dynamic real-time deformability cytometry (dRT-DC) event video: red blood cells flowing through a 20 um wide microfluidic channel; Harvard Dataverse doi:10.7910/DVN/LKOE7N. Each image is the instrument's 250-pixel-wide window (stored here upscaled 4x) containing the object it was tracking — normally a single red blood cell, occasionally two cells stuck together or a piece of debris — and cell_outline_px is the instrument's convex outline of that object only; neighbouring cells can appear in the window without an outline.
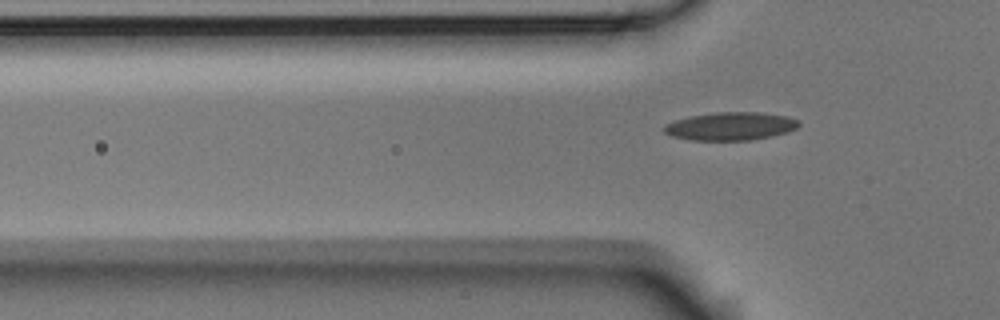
{"species": "Egyptian fruit bat (a non-hibernating species)", "species_latin": "Rousettus aegyptiacus", "temperature_condition": "room temperature", "stored_images_in_passage": 11, "camera_frame_rate_fps": 3000, "um_per_image_px": 0.085, "animal": {"sex": "male"}, "frame": {"image": 1, "passage_image": 6, "time_ms": 1.667, "image_size_px": [1000, 320], "cell_outline_px": [[800, 124], [796, 128], [788, 132], [772, 136], [748, 140], [692, 140], [672, 136], [664, 132], [660, 128], [664, 124], [688, 116], [716, 112], [760, 112], [788, 116], [796, 120]], "centroid_in_image_um": [62.06, 10.72], "position_along_channel_um": 63.7, "area_um2": 22.14}}
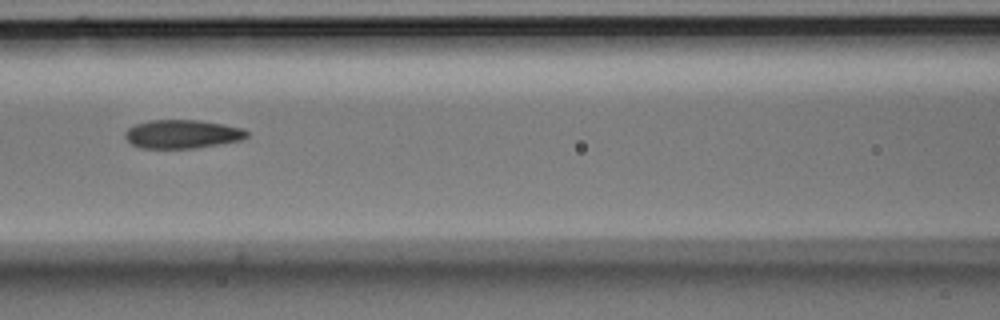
{"frame": {"image": 2, "passage_image": 8, "time_ms": 2.333, "image_size_px": [1000, 320], "cell_outline_px": [[248, 136], [240, 140], [196, 148], [140, 148], [132, 144], [124, 136], [124, 132], [128, 128], [136, 124], [148, 120], [200, 120], [224, 124], [244, 128], [248, 132]], "centroid_in_image_um": [15.49, 11.39], "position_along_channel_um": 151.1, "area_um2": 20.35}}
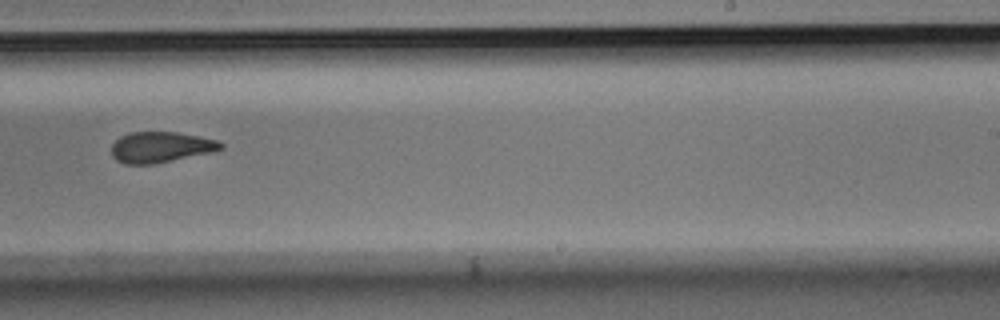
{"frame": {"image": 3, "passage_image": 11, "time_ms": 3.333, "image_size_px": [1000, 320], "cell_outline_px": [[224, 148], [212, 152], [156, 164], [124, 164], [116, 160], [112, 156], [112, 144], [120, 136], [128, 132], [176, 132], [200, 136], [220, 140], [224, 144]], "centroid_in_image_um": [13.69, 12.51], "position_along_channel_um": 275.3, "area_um2": 19.88}}